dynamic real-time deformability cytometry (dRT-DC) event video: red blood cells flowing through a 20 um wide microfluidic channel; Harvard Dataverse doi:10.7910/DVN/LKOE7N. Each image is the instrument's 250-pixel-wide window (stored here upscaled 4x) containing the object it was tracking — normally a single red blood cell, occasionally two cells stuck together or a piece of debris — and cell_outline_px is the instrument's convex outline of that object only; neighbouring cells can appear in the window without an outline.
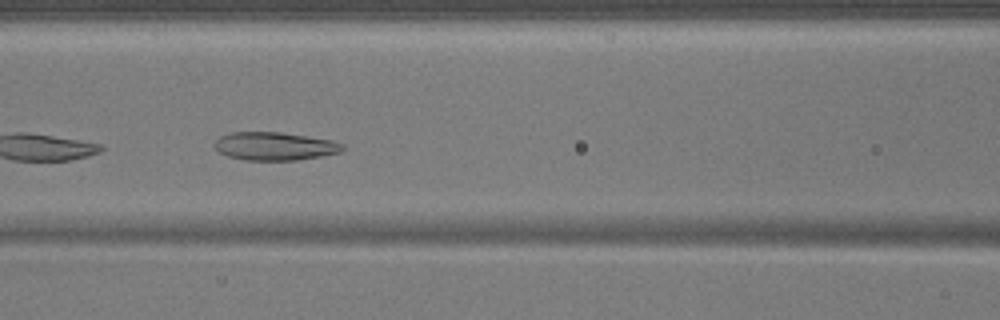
{"species": "common noctule bat (a hibernating species)", "species_latin": "Nyctalus noctula", "temperature_condition": "warm", "stored_images_in_passage": 48, "camera_frame_rate_fps": 3000, "um_per_image_px": 0.085, "animal": {"sex": "male", "body_mass_g": 17.9}, "frame": {"image": 1, "passage_image": 21, "time_ms": 6.667, "image_size_px": [1000, 320], "cell_outline_px": [[344, 148], [340, 152], [320, 156], [296, 160], [244, 160], [228, 156], [220, 152], [212, 144], [220, 136], [232, 132], [280, 132], [332, 140], [344, 144]], "centroid_in_image_um": [23.33, 12.42], "position_along_channel_um": 143.3, "area_um2": 20.92}}